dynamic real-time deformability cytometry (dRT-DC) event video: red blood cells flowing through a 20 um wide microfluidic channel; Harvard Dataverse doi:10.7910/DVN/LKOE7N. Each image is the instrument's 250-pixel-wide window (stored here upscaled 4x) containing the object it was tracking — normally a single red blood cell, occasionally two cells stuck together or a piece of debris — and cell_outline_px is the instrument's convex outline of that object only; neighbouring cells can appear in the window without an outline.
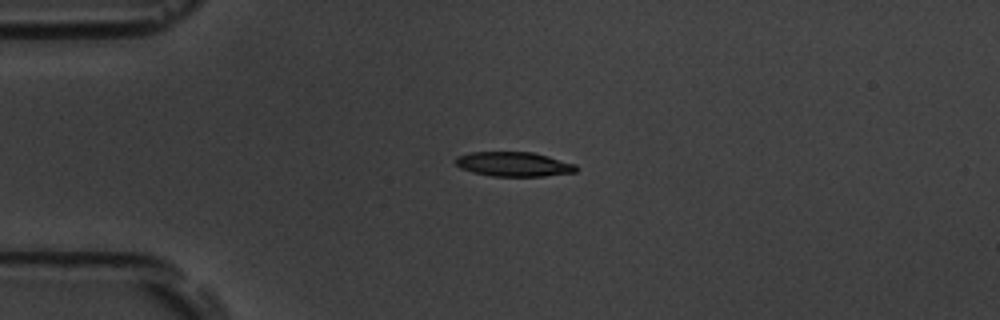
{"species": "common noctule bat (a hibernating species)", "species_latin": "Nyctalus noctula", "temperature_condition": "room temperature", "stored_images_in_passage": 44, "camera_frame_rate_fps": 3000, "um_per_image_px": 0.085, "animal": {"sex": "male", "body_mass_g": 19.5, "forearm_length_mm": 54.6}, "frame": {"image": 1, "passage_image": 1, "time_ms": 0.0, "image_size_px": [1000, 320], "cell_outline_px": [[580, 168], [576, 172], [544, 176], [492, 176], [472, 172], [460, 168], [456, 164], [456, 156], [468, 152], [532, 152], [548, 156], [576, 164]], "centroid_in_image_um": [43.68, 13.95], "position_along_channel_um": 41.3, "area_um2": 17.34}}
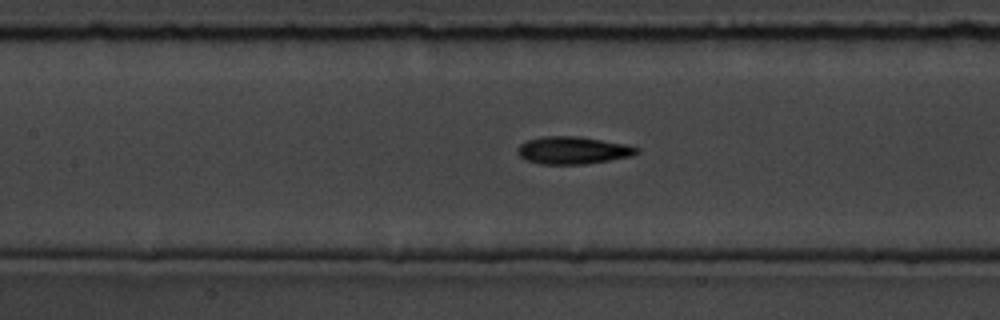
{"frame": {"image": 2, "passage_image": 13, "time_ms": 4.0, "image_size_px": [1000, 320], "cell_outline_px": [[640, 152], [632, 156], [584, 164], [540, 164], [528, 160], [520, 156], [516, 152], [516, 148], [520, 144], [528, 140], [540, 136], [576, 136], [624, 144], [640, 148]], "centroid_in_image_um": [48.67, 12.77], "position_along_channel_um": 158.7, "area_um2": 18.96}}
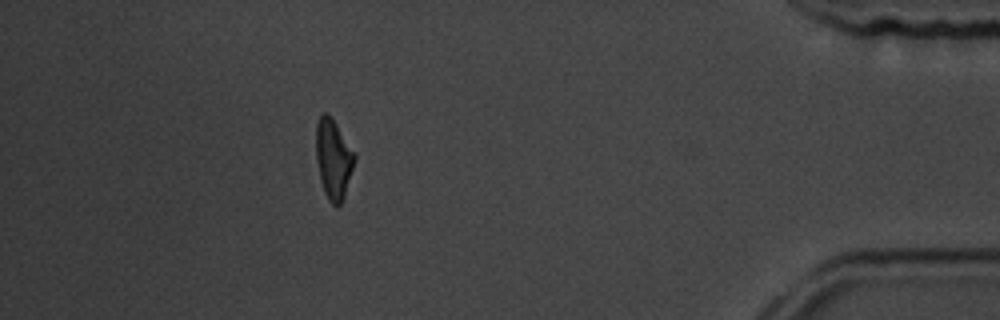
{"frame": {"image": 3, "passage_image": 38, "time_ms": 12.333, "image_size_px": [1000, 320], "cell_outline_px": [[356, 160], [344, 196], [340, 204], [336, 208], [328, 200], [324, 192], [320, 180], [316, 160], [316, 124], [320, 116], [324, 112], [336, 124], [356, 156]], "centroid_in_image_um": [28.33, 13.57], "position_along_channel_um": 406.9, "area_um2": 17.69}, "authors_computed_cell_mechanics": {"area_um2": 18.0625, "velocity_mm_per_s": 3.5864, "shape_relaxation_time_tau1_ms": 4.2906, "shape_relaxation_time_tau2_ms": 4.4351, "deformation_change_tau1": 0.1611, "deformation_change_tau2": 0.1276}}